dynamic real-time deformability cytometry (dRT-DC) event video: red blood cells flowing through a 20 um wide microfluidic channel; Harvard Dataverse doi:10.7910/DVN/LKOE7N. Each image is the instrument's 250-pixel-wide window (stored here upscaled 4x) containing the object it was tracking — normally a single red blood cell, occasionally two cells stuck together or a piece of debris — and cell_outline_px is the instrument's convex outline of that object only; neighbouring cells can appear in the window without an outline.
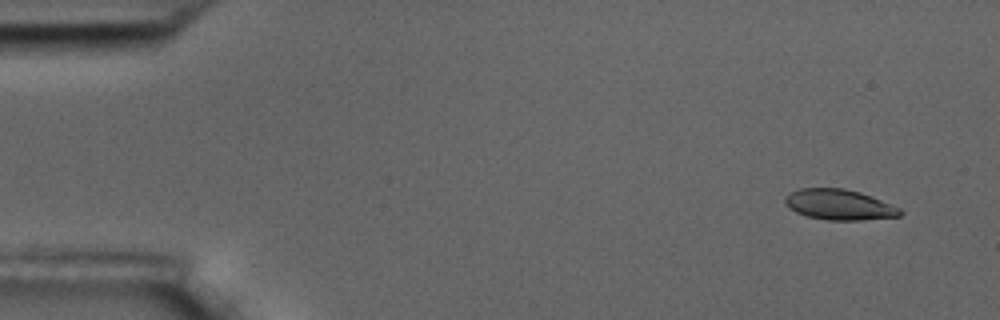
{"species": "common noctule bat (a hibernating species)", "species_latin": "Nyctalus noctula", "temperature_condition": "room temperature", "stored_images_in_passage": 5, "camera_frame_rate_fps": 3000, "um_per_image_px": 0.085, "animal": {"sex": "male", "body_mass_g": 17.5, "forearm_length_mm": 52.3}, "frame": {"image": 1, "passage_image": 2, "time_ms": 1.0, "image_size_px": [1000, 320], "cell_outline_px": [[904, 212], [900, 216], [860, 220], [828, 220], [808, 216], [796, 212], [784, 204], [784, 196], [800, 188], [844, 188], [860, 192], [872, 196], [900, 208]], "centroid_in_image_um": [71.33, 17.39], "position_along_channel_um": 13.7, "area_um2": 20.46}}
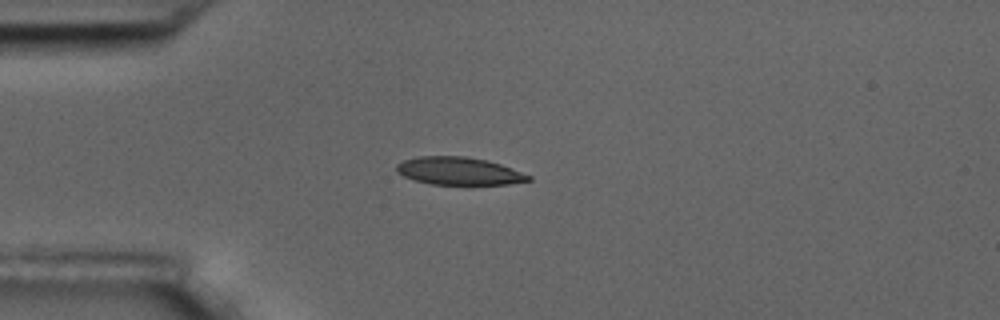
{"frame": {"image": 2, "passage_image": 5, "time_ms": 4.667, "image_size_px": [1000, 320], "cell_outline_px": [[532, 180], [508, 184], [468, 188], [428, 184], [404, 176], [396, 172], [396, 164], [404, 160], [420, 156], [464, 156], [488, 160], [512, 168], [532, 176]], "centroid_in_image_um": [39.05, 14.6], "position_along_channel_um": 45.9, "area_um2": 22.43}}